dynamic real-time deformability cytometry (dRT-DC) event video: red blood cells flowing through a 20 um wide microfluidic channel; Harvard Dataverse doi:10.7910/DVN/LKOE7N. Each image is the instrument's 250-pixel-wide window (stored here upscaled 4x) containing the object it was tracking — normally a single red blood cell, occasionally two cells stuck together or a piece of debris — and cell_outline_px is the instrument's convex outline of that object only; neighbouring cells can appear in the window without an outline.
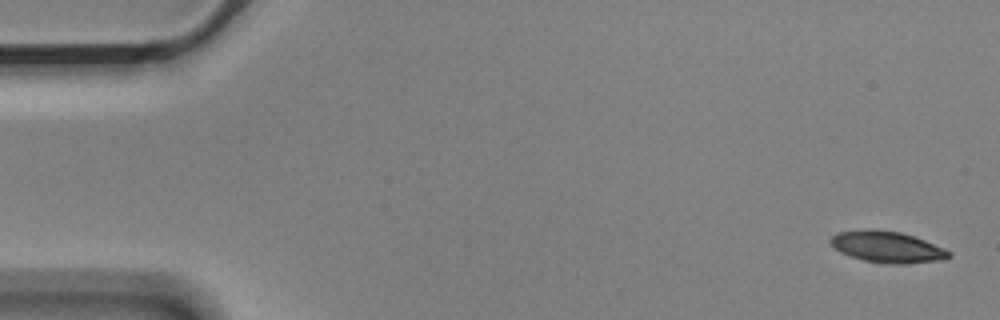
{"species": "Egyptian fruit bat (a non-hibernating species)", "species_latin": "Rousettus aegyptiacus", "temperature_condition": "cold", "stored_images_in_passage": 3, "segment_of_instrument_passage": [2, 2], "camera_frame_rate_fps": 3000, "um_per_image_px": 0.085, "animal": {"sex": "male"}, "frame": {"image": 1, "passage_image": 3, "time_ms": 0.667, "image_size_px": [1000, 320], "cell_outline_px": [[952, 256], [940, 260], [904, 264], [900, 264], [864, 260], [840, 252], [828, 240], [832, 236], [840, 232], [864, 228], [868, 228], [900, 232], [924, 240], [944, 248], [952, 252]], "centroid_in_image_um": [75.42, 20.97], "position_along_channel_um": 9.6, "area_um2": 21.33}}